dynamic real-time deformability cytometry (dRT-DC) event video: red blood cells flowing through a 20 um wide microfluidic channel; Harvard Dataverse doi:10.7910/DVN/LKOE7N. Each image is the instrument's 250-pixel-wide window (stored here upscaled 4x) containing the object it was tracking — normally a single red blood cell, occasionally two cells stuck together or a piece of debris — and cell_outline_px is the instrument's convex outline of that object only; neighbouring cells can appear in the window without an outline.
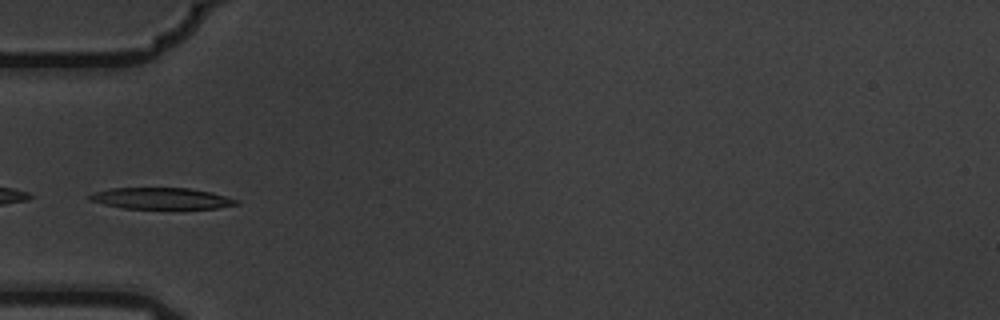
{"species": "common noctule bat (a hibernating species)", "species_latin": "Nyctalus noctula", "temperature_condition": "warm", "stored_images_in_passage": 9, "camera_frame_rate_fps": 3000, "um_per_image_px": 0.085, "animal": {"sex": "male", "body_mass_g": 19.5, "forearm_length_mm": 54.6}, "frame": {"image": 1, "passage_image": 6, "time_ms": 1.667, "image_size_px": [1000, 320], "cell_outline_px": [[240, 204], [216, 208], [124, 208], [104, 204], [88, 200], [88, 196], [92, 192], [112, 188], [188, 188], [212, 192], [240, 200]], "centroid_in_image_um": [13.72, 16.86], "position_along_channel_um": 71.3, "area_um2": 18.21}}
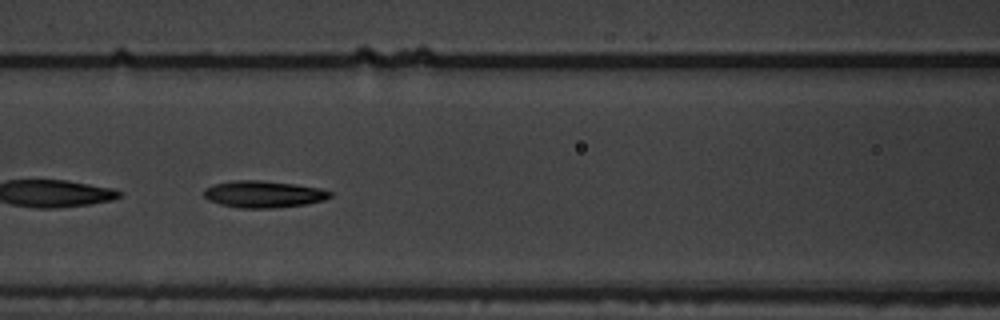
{"frame": {"image": 2, "passage_image": 8, "time_ms": 2.333, "image_size_px": [1000, 320], "cell_outline_px": [[332, 196], [324, 200], [308, 204], [272, 208], [240, 208], [220, 204], [208, 200], [204, 196], [204, 188], [216, 184], [232, 180], [260, 180], [296, 184], [320, 188], [332, 192]], "centroid_in_image_um": [22.41, 16.5], "position_along_channel_um": 144.2, "area_um2": 19.83}}
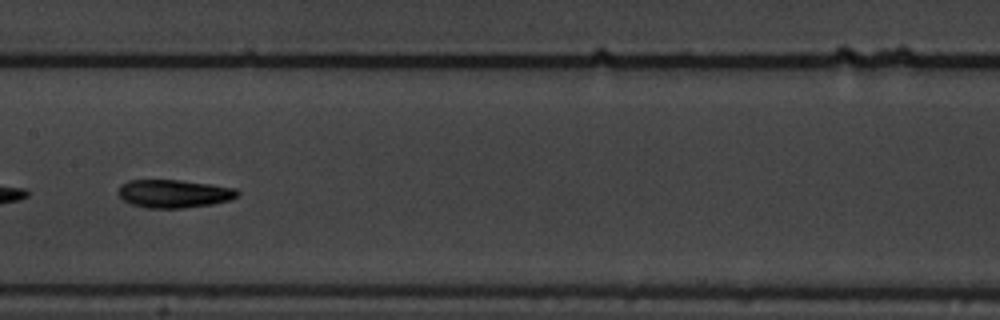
{"frame": {"image": 3, "passage_image": 9, "time_ms": 2.667, "image_size_px": [1000, 320], "cell_outline_px": [[240, 192], [236, 196], [228, 200], [212, 204], [184, 208], [148, 208], [132, 204], [124, 200], [116, 192], [120, 184], [128, 180], [180, 180], [212, 184], [236, 188]], "centroid_in_image_um": [14.76, 16.45], "position_along_channel_um": 192.6, "area_um2": 19.59}}